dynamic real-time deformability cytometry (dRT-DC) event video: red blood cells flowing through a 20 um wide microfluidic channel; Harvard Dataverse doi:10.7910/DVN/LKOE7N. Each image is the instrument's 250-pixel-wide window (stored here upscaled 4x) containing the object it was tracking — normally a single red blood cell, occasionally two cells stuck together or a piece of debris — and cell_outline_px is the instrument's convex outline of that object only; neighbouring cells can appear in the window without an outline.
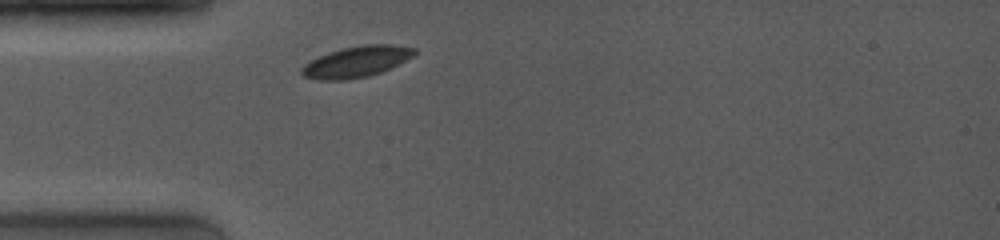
{"species": "common noctule bat (a hibernating species)", "species_latin": "Nyctalus noctula", "temperature_condition": "room temperature", "stored_images_in_passage": 1, "camera_frame_rate_fps": 4000, "um_per_image_px": 0.085, "animal": {"sex": "female", "body_mass_g": 19.0, "forearm_length_mm": 53.3}, "frame": {"image": 1, "passage_image": 1, "time_ms": 0.0, "image_size_px": [1000, 240], "cell_outline_px": [[416, 52], [412, 56], [380, 72], [368, 76], [348, 80], [316, 80], [304, 76], [300, 72], [300, 68], [304, 64], [328, 52], [340, 48], [368, 44], [392, 44], [416, 48]], "centroid_in_image_um": [30.25, 5.25], "position_along_channel_um": 54.8, "area_um2": 20.23}}